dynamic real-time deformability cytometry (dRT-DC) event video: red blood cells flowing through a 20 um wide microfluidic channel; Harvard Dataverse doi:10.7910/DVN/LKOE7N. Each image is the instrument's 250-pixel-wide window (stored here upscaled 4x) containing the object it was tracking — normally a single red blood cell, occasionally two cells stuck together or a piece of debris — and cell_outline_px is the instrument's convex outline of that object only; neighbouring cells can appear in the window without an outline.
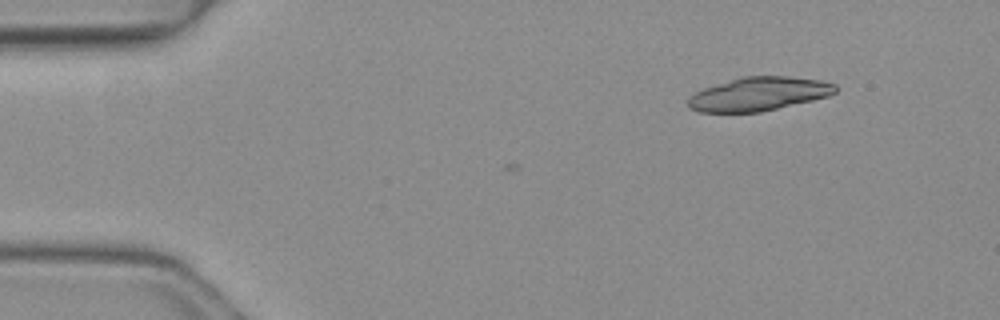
{"species": "common noctule bat (a hibernating species)", "species_latin": "Nyctalus noctula", "temperature_condition": "warm", "stored_images_in_passage": 2, "camera_frame_rate_fps": 3000, "um_per_image_px": 0.085, "animal": {"sex": "female", "body_mass_g": 19.3, "forearm_length_mm": 54.1}, "frame": {"image": 1, "passage_image": 2, "time_ms": 0.333, "image_size_px": [1000, 320], "cell_outline_px": [[836, 92], [828, 96], [812, 100], [760, 112], [700, 112], [688, 108], [688, 96], [704, 88], [740, 76], [788, 76], [820, 80], [836, 84]], "centroid_in_image_um": [64.47, 7.98], "position_along_channel_um": 20.5, "area_um2": 28.84}}